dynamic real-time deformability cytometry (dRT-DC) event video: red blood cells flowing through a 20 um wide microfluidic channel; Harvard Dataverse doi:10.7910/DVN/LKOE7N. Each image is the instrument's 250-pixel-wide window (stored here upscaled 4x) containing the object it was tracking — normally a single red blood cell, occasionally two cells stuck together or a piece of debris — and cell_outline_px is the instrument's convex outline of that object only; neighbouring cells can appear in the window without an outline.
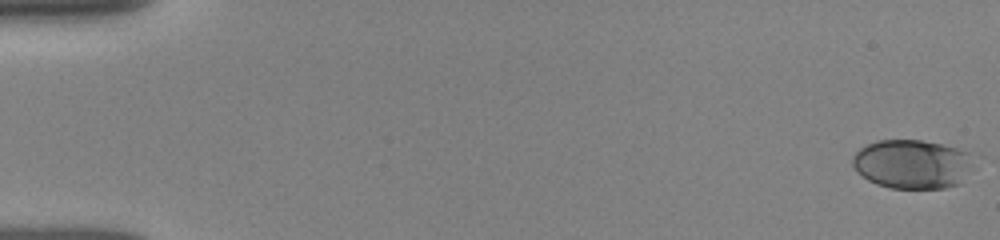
{"species": "human", "species_latin": "Homo sapiens", "temperature_condition": "room temperature", "stored_images_in_passage": 52, "camera_frame_rate_fps": 3000, "um_per_image_px": 0.085, "donor": {"sex": "female"}, "frame": {"image": 1, "passage_image": 1, "time_ms": 0.0, "image_size_px": [1000, 240], "cell_outline_px": [[984, 156], [960, 184], [944, 188], [892, 188], [876, 184], [868, 180], [856, 172], [852, 164], [852, 156], [860, 148], [876, 140], [920, 140], [980, 152]], "centroid_in_image_um": [77.72, 13.93], "position_along_channel_um": 7.3, "area_um2": 36.07}}
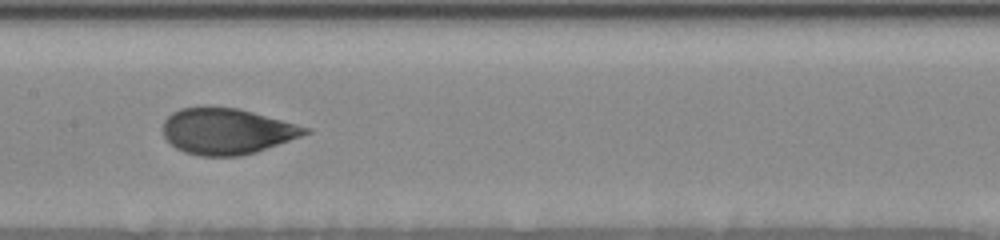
{"frame": {"image": 2, "passage_image": 27, "time_ms": 8.667, "image_size_px": [1000, 240], "cell_outline_px": [[312, 132], [256, 152], [240, 156], [200, 156], [184, 152], [176, 148], [164, 136], [164, 120], [172, 112], [180, 108], [204, 104], [236, 108], [252, 112], [312, 128]], "centroid_in_image_um": [19.26, 11.13], "position_along_channel_um": 188.1, "area_um2": 38.44}}
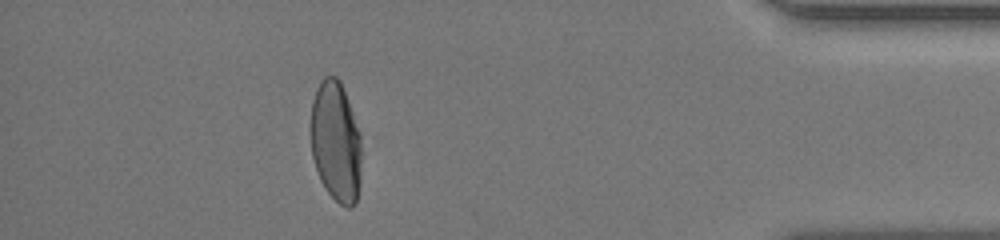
{"frame": {"image": 3, "passage_image": 47, "time_ms": 15.333, "image_size_px": [1000, 240], "cell_outline_px": [[360, 172], [356, 204], [352, 208], [348, 208], [340, 204], [328, 192], [320, 180], [312, 156], [308, 128], [312, 100], [316, 88], [320, 80], [324, 76], [336, 76], [340, 80], [360, 132]], "centroid_in_image_um": [28.5, 12.01], "position_along_channel_um": 406.7, "area_um2": 36.18}, "authors_computed_cell_mechanics": {"area_um2": 37.859, "velocity_mm_per_s": 3.8983, "shape_relaxation_time_tau1_ms": 3.4729, "shape_relaxation_time_tau2_ms": 0.6994, "deformation_change_tau1": 0.1384, "deformation_change_tau2": 0.0565}}